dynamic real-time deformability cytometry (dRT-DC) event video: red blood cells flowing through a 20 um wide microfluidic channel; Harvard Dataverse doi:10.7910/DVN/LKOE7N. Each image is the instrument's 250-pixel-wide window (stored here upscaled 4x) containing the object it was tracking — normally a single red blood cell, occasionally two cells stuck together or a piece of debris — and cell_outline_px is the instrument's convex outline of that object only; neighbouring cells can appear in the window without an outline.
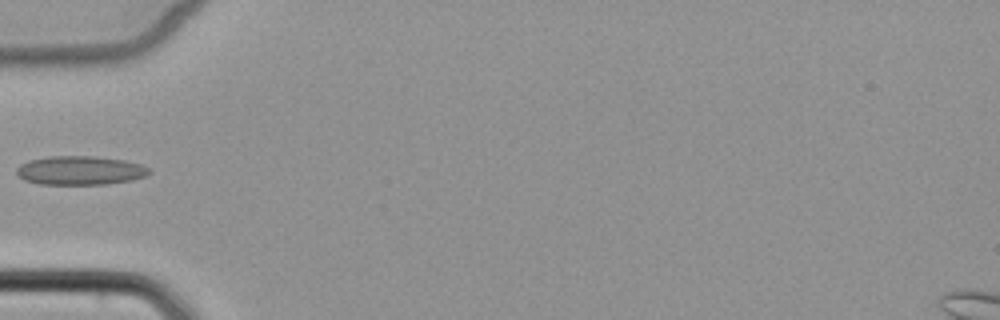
{"species": "common noctule bat (a hibernating species)", "species_latin": "Nyctalus noctula", "temperature_condition": "cold", "stored_images_in_passage": 4, "camera_frame_rate_fps": 3000, "um_per_image_px": 0.085, "animal": {"sex": "female", "body_mass_g": 22.7, "forearm_length_mm": 54.2}, "frame": {"image": 1, "passage_image": 4, "time_ms": 4.667, "image_size_px": [1000, 320], "cell_outline_px": [[152, 172], [144, 176], [132, 180], [104, 184], [40, 184], [24, 180], [16, 172], [16, 168], [20, 164], [28, 160], [48, 156], [96, 156], [124, 160], [140, 164], [148, 168]], "centroid_in_image_um": [6.79, 14.48], "position_along_channel_um": 78.2, "area_um2": 22.31}}